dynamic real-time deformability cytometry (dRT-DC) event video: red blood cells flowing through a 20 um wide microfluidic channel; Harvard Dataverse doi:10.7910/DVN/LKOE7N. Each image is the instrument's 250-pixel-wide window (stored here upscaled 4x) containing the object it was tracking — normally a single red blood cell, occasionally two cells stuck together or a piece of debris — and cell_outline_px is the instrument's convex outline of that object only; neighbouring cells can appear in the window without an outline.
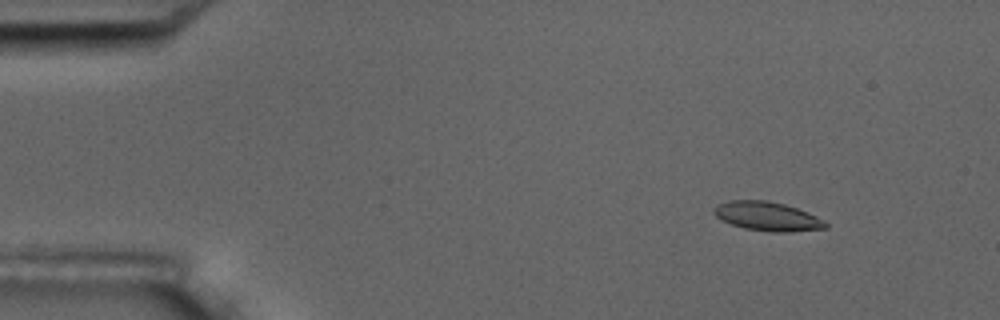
{"species": "common noctule bat (a hibernating species)", "species_latin": "Nyctalus noctula", "temperature_condition": "room temperature", "stored_images_in_passage": 7, "camera_frame_rate_fps": 3000, "um_per_image_px": 0.085, "animal": {"sex": "male", "body_mass_g": 17.5, "forearm_length_mm": 52.3}, "frame": {"image": 1, "passage_image": 3, "time_ms": 2.0, "image_size_px": [1000, 320], "cell_outline_px": [[828, 228], [788, 232], [772, 232], [744, 228], [720, 220], [712, 212], [712, 208], [716, 204], [728, 200], [768, 200], [784, 204], [808, 212], [824, 220], [828, 224]], "centroid_in_image_um": [65.19, 18.38], "position_along_channel_um": 19.8, "area_um2": 19.07}}